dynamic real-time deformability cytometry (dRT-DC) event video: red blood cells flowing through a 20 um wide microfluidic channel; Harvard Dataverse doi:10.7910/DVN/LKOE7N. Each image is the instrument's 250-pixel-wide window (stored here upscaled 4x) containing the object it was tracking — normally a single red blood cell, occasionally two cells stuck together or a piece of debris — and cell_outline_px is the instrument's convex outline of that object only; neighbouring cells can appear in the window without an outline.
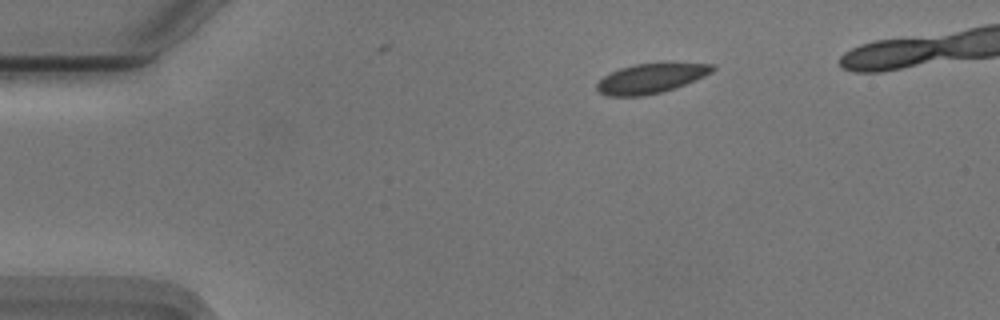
{"species": "Egyptian fruit bat (a non-hibernating species)", "species_latin": "Rousettus aegyptiacus", "temperature_condition": "cold", "stored_images_in_passage": 3, "camera_frame_rate_fps": 3000, "um_per_image_px": 0.085, "animal": {"sex": "male"}, "frame": {"image": 1, "passage_image": 1, "time_ms": 0.0, "image_size_px": [1000, 320], "cell_outline_px": [[716, 68], [712, 72], [704, 76], [676, 88], [644, 96], [608, 96], [600, 92], [596, 88], [596, 84], [604, 76], [620, 68], [632, 64], [660, 60], [668, 60], [712, 64]], "centroid_in_image_um": [55.39, 6.6], "position_along_channel_um": 29.6, "area_um2": 20.87}}